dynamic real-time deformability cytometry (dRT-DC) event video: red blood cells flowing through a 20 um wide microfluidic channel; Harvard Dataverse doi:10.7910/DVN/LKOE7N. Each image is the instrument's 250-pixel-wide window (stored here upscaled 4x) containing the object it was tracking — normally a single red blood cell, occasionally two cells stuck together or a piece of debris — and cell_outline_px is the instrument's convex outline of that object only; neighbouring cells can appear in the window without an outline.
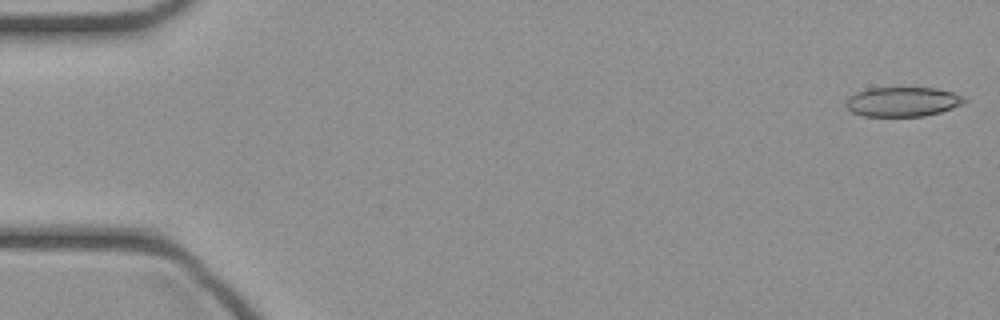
{"species": "common noctule bat (a hibernating species)", "species_latin": "Nyctalus noctula", "temperature_condition": "cold", "stored_images_in_passage": 46, "camera_frame_rate_fps": 3000, "um_per_image_px": 0.085, "animal": {"sex": "female", "body_mass_g": 21.9}, "frame": {"image": 1, "passage_image": 1, "time_ms": 0.0, "image_size_px": [1000, 320], "cell_outline_px": [[968, 100], [952, 108], [940, 112], [924, 116], [864, 116], [852, 112], [844, 104], [848, 96], [856, 92], [868, 88], [936, 88], [952, 92], [964, 96]], "centroid_in_image_um": [76.7, 8.64], "position_along_channel_um": 8.3, "area_um2": 20.4}}
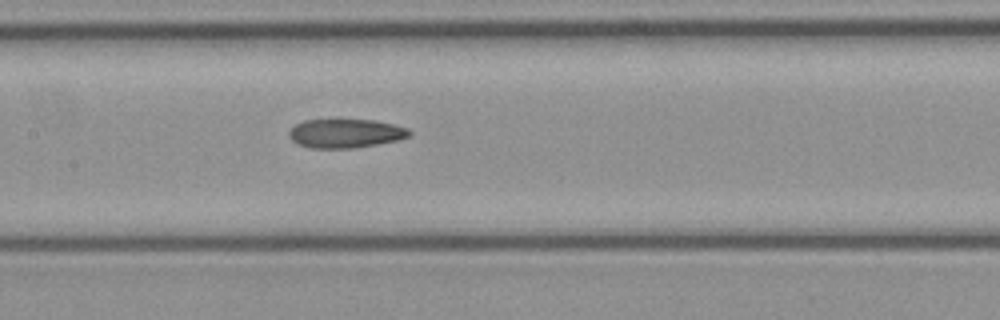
{"frame": {"image": 2, "passage_image": 22, "time_ms": 7.0, "image_size_px": [1000, 320], "cell_outline_px": [[412, 136], [400, 140], [352, 148], [308, 148], [296, 144], [288, 136], [288, 132], [296, 124], [304, 120], [372, 120], [392, 124], [408, 128], [412, 132]], "centroid_in_image_um": [29.37, 11.35], "position_along_channel_um": 178.0, "area_um2": 20.35}}
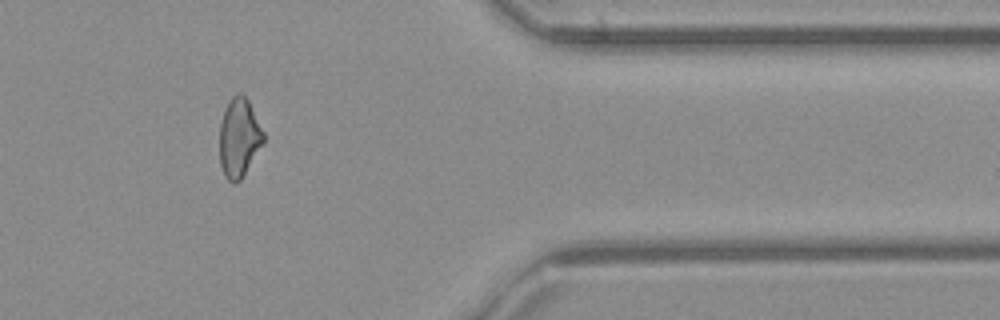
{"frame": {"image": 3, "passage_image": 38, "time_ms": 12.333, "image_size_px": [1000, 320], "cell_outline_px": [[264, 144], [240, 180], [236, 184], [232, 184], [224, 176], [220, 164], [220, 124], [224, 108], [228, 100], [236, 92], [244, 92], [264, 132]], "centroid_in_image_um": [20.32, 11.69], "position_along_channel_um": 391.1, "area_um2": 20.58}}